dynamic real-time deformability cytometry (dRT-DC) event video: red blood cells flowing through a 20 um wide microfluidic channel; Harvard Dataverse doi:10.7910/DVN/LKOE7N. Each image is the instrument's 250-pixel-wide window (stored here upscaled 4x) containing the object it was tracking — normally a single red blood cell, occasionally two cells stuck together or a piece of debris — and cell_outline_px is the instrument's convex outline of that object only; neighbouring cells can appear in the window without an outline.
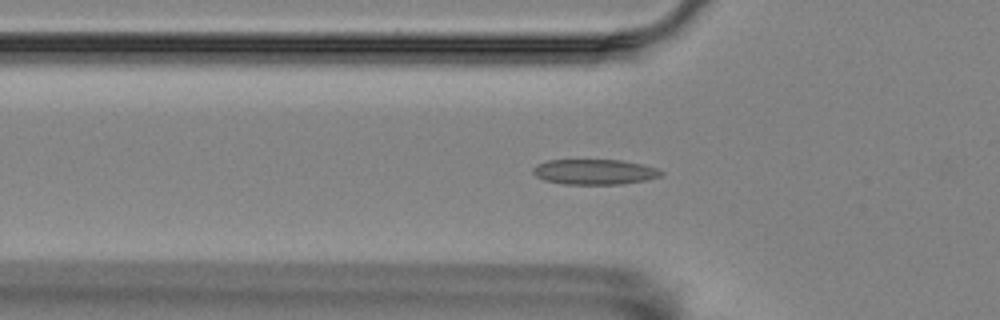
{"species": "Egyptian fruit bat (a non-hibernating species)", "species_latin": "Rousettus aegyptiacus", "temperature_condition": "room temperature", "stored_images_in_passage": 57, "camera_frame_rate_fps": 3000, "um_per_image_px": 0.085, "animal": {"sex": "female"}, "frame": {"image": 1, "passage_image": 18, "time_ms": 5.667, "image_size_px": [1000, 320], "cell_outline_px": [[664, 172], [660, 176], [648, 180], [624, 184], [564, 184], [544, 180], [536, 176], [532, 172], [532, 168], [536, 164], [548, 160], [624, 160], [644, 164], [656, 168]], "centroid_in_image_um": [50.55, 14.6], "position_along_channel_um": 75.3, "area_um2": 19.07}}
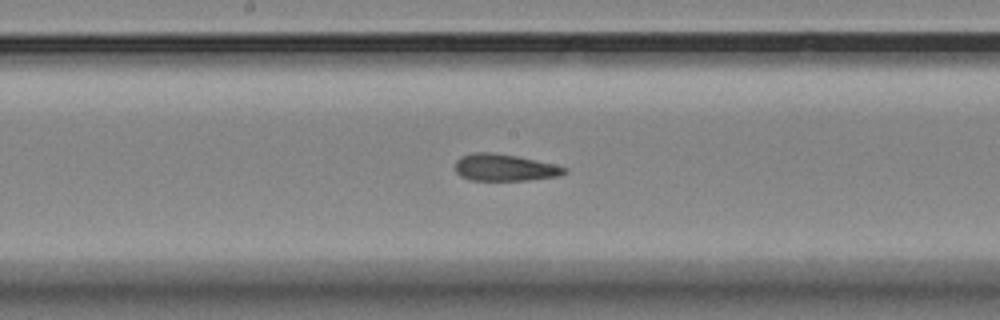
{"frame": {"image": 2, "passage_image": 29, "time_ms": 9.333, "image_size_px": [1000, 320], "cell_outline_px": [[568, 172], [560, 176], [528, 180], [468, 180], [460, 176], [456, 172], [456, 160], [460, 156], [472, 152], [492, 152], [516, 156], [552, 164], [568, 168]], "centroid_in_image_um": [42.87, 14.24], "position_along_channel_um": 205.3, "area_um2": 17.17}}
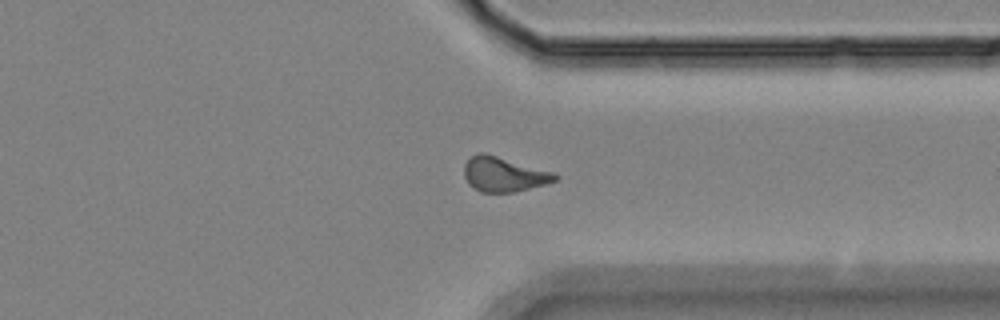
{"frame": {"image": 3, "passage_image": 43, "time_ms": 14.0, "image_size_px": [1000, 320], "cell_outline_px": [[560, 176], [556, 180], [544, 184], [512, 192], [480, 192], [468, 184], [464, 176], [464, 164], [472, 156], [480, 152], [484, 152], [556, 172]], "centroid_in_image_um": [42.83, 14.8], "position_along_channel_um": 368.6, "area_um2": 18.44}, "authors_computed_cell_mechanics": {"area_um2": 17.629, "velocity_mm_per_s": 3.51, "shape_relaxation_time_tau1_ms": 9.5701, "shape_relaxation_time_tau2_ms": 1.7862, "deformation_change_tau1": 0.185, "deformation_change_tau2": 0.1086}}